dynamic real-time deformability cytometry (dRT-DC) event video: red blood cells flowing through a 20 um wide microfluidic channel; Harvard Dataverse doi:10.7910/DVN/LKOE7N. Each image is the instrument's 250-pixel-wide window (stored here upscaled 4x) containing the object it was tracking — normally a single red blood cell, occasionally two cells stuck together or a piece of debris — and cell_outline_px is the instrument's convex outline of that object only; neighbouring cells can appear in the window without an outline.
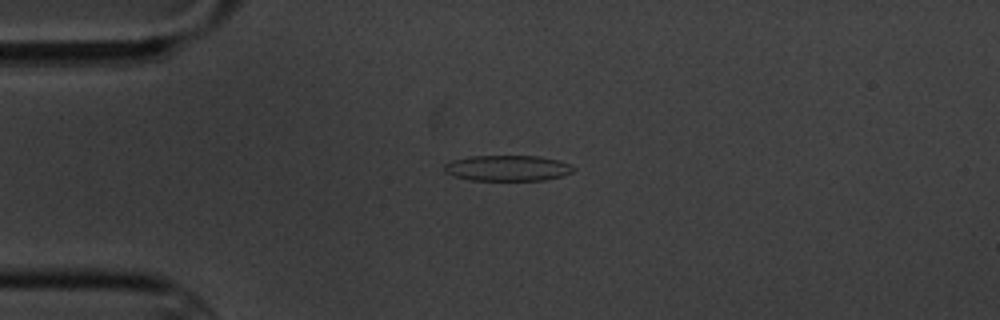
{"species": "common noctule bat (a hibernating species)", "species_latin": "Nyctalus noctula", "temperature_condition": "cold", "stored_images_in_passage": 3, "camera_frame_rate_fps": 3000, "um_per_image_px": 0.085, "animal": {"sex": "male", "body_mass_g": 20.1, "forearm_length_mm": 53.5}, "frame": {"image": 1, "passage_image": 2, "time_ms": 1.333, "image_size_px": [1000, 320], "cell_outline_px": [[576, 168], [572, 172], [564, 176], [544, 180], [472, 180], [452, 176], [444, 172], [444, 164], [452, 160], [472, 156], [540, 156], [556, 160], [568, 164]], "centroid_in_image_um": [43.12, 14.29], "position_along_channel_um": 41.9, "area_um2": 19.36}}